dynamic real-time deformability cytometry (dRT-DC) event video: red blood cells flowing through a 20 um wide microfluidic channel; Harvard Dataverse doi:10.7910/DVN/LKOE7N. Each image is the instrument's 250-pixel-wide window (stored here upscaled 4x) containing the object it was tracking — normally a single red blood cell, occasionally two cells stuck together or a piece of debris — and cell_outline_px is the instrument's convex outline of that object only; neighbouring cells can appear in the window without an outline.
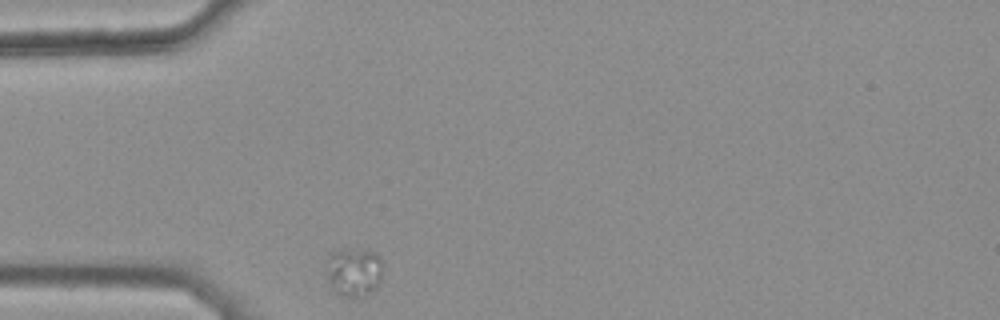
{"species": "common noctule bat (a hibernating species)", "species_latin": "Nyctalus noctula", "temperature_condition": "warm", "stored_images_in_passage": 30, "camera_frame_rate_fps": 3000, "um_per_image_px": 0.085, "animal": {"sex": "female", "body_mass_g": 25.1}, "frame": {"image": 1, "passage_image": 1, "time_ms": 0.0, "image_size_px": [1000, 320], "cell_outline_px": [[380, 284], [376, 288], [360, 300], [340, 296], [328, 292], [324, 260], [332, 252], [344, 248], [368, 248], [376, 252], [380, 256]], "centroid_in_image_um": [29.98, 23.15], "position_along_channel_um": 55.0, "area_um2": 17.51}}
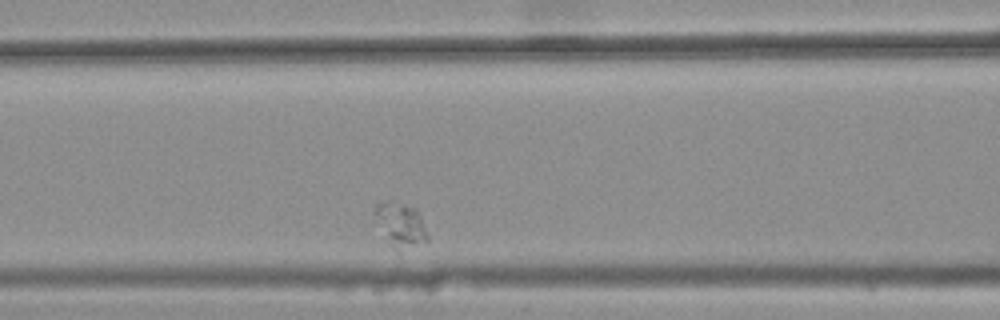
{"frame": {"image": 2, "passage_image": 9, "time_ms": 2.667, "image_size_px": [1000, 320], "cell_outline_px": [[428, 240], [396, 248], [392, 248], [388, 244], [376, 212], [376, 204], [380, 200], [392, 200], [416, 208], [428, 236]], "centroid_in_image_um": [34.04, 19.02], "position_along_channel_um": 132.6, "area_um2": 12.66}}
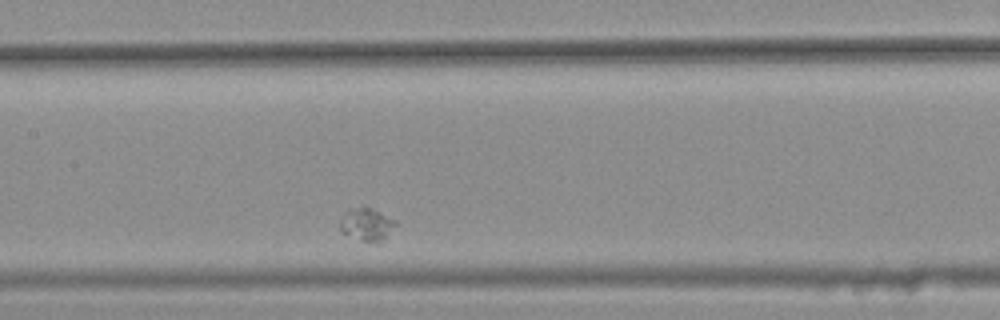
{"frame": {"image": 3, "passage_image": 13, "time_ms": 4.0, "image_size_px": [1000, 320], "cell_outline_px": [[396, 224], [380, 244], [364, 240], [340, 232], [340, 220], [344, 212], [348, 208], [360, 204], [364, 204], [396, 220]], "centroid_in_image_um": [31.14, 19.01], "position_along_channel_um": 176.3, "area_um2": 10.87}}